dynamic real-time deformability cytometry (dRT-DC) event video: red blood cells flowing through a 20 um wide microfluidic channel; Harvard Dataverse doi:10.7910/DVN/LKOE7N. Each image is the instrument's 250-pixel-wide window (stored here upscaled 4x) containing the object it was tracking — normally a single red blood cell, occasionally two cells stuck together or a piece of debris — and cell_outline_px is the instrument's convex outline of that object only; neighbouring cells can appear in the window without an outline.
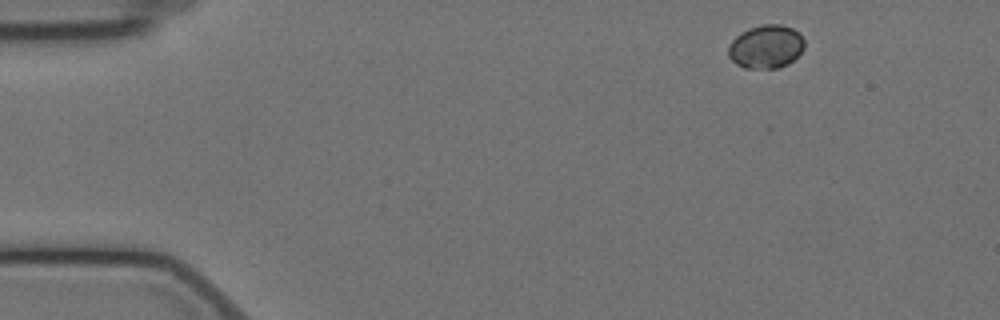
{"species": "Egyptian fruit bat (a non-hibernating species)", "species_latin": "Rousettus aegyptiacus", "temperature_condition": "cold", "stored_images_in_passage": 4, "camera_frame_rate_fps": 3000, "um_per_image_px": 0.085, "animal": {"sex": "female"}, "frame": {"image": 1, "passage_image": 1, "time_ms": 0.0, "image_size_px": [1000, 320], "cell_outline_px": [[804, 48], [788, 64], [776, 68], [744, 68], [736, 64], [728, 56], [728, 48], [732, 40], [740, 32], [748, 28], [760, 24], [780, 24], [792, 28], [800, 32], [804, 40]], "centroid_in_image_um": [65.1, 3.95], "position_along_channel_um": 19.9, "area_um2": 19.36}}
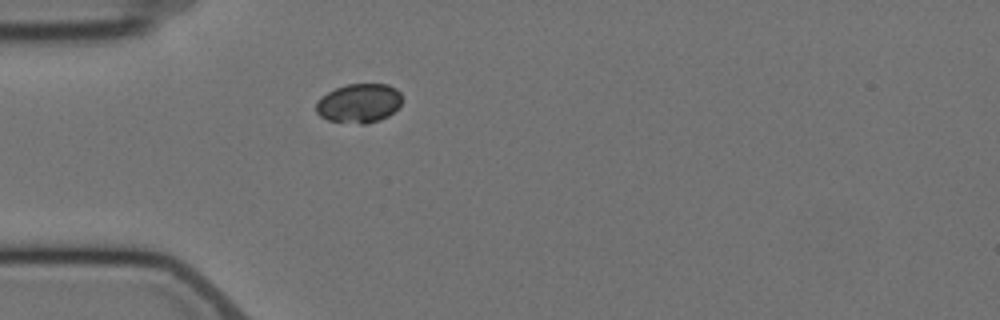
{"frame": {"image": 2, "passage_image": 4, "time_ms": 3.333, "image_size_px": [1000, 320], "cell_outline_px": [[400, 104], [388, 116], [380, 120], [364, 124], [360, 124], [328, 120], [320, 116], [316, 112], [316, 104], [328, 92], [336, 88], [348, 84], [388, 84], [396, 88], [400, 92]], "centroid_in_image_um": [30.52, 8.78], "position_along_channel_um": 54.5, "area_um2": 19.36}}